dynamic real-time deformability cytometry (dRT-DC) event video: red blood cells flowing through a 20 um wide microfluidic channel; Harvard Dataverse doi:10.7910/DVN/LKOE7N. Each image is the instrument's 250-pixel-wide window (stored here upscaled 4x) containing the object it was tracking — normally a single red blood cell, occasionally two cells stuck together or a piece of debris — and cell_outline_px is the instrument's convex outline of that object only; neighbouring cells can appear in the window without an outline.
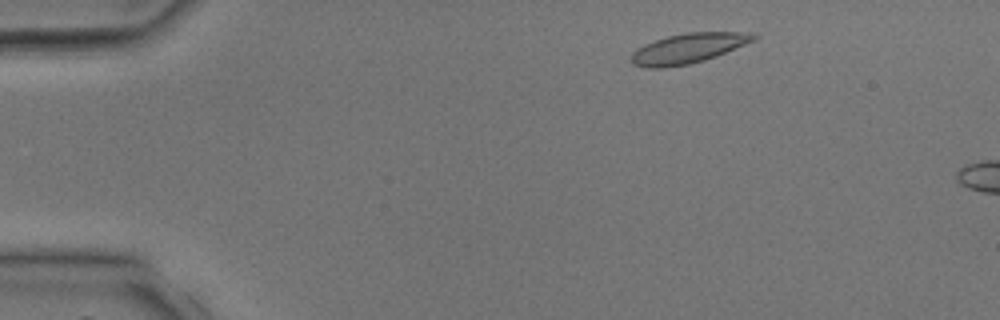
{"species": "common noctule bat (a hibernating species)", "species_latin": "Nyctalus noctula", "temperature_condition": "room temperature", "stored_images_in_passage": 2, "camera_frame_rate_fps": 3000, "um_per_image_px": 0.085, "animal": {"sex": "male", "body_mass_g": 17.9, "forearm_length_mm": 54.2}, "frame": {"image": 1, "passage_image": 1, "time_ms": 0.0, "image_size_px": [1000, 320], "cell_outline_px": [[760, 36], [756, 40], [716, 56], [704, 60], [688, 64], [664, 68], [648, 68], [632, 64], [632, 52], [636, 48], [644, 44], [668, 36], [688, 32], [756, 32]], "centroid_in_image_um": [58.54, 4.1], "position_along_channel_um": 26.5, "area_um2": 21.44}}